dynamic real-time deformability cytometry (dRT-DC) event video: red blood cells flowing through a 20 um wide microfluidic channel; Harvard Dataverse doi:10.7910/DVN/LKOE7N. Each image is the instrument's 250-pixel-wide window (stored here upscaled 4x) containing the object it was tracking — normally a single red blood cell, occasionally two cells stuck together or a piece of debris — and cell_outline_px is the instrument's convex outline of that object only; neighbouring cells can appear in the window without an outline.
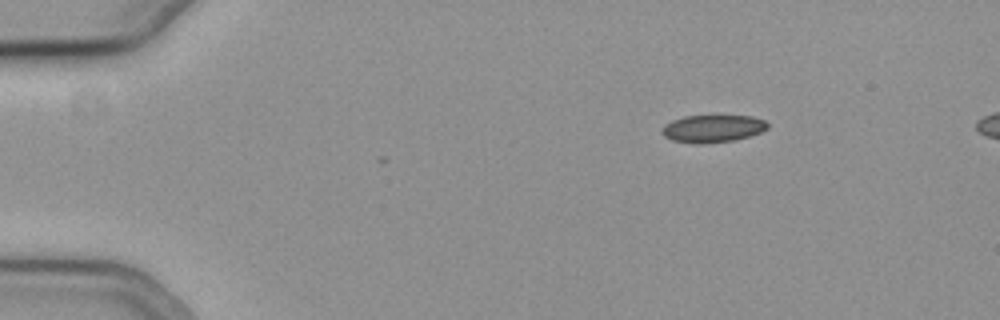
{"species": "common noctule bat (a hibernating species)", "species_latin": "Nyctalus noctula", "temperature_condition": "cold", "stored_images_in_passage": 2, "camera_frame_rate_fps": 3000, "um_per_image_px": 0.085, "animal": {"sex": "female", "body_mass_g": 19.3, "forearm_length_mm": 54.1}, "frame": {"image": 1, "passage_image": 2, "time_ms": 0.333, "image_size_px": [1000, 320], "cell_outline_px": [[768, 128], [760, 132], [748, 136], [732, 140], [696, 144], [672, 140], [664, 136], [664, 124], [672, 120], [684, 116], [752, 116], [764, 120], [768, 124]], "centroid_in_image_um": [60.58, 10.92], "position_along_channel_um": 24.4, "area_um2": 16.59}}